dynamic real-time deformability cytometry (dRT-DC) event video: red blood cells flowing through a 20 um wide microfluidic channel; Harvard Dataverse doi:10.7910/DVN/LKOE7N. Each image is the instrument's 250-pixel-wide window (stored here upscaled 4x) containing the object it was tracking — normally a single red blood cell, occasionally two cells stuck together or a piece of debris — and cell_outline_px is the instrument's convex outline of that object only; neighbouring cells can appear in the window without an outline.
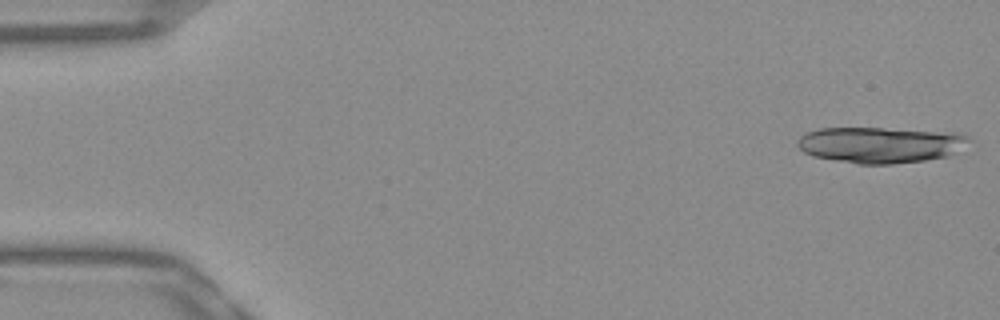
{"species": "Egyptian fruit bat (a non-hibernating species)", "species_latin": "Rousettus aegyptiacus", "temperature_condition": "warm", "stored_images_in_passage": 17, "camera_frame_rate_fps": 3000, "um_per_image_px": 0.085, "frame": {"image": 1, "passage_image": 1, "time_ms": 0.0, "image_size_px": [1000, 320], "cell_outline_px": [[972, 140], [948, 156], [924, 160], [892, 164], [860, 164], [812, 156], [804, 152], [796, 144], [796, 140], [800, 136], [808, 132], [820, 128], [880, 128], [956, 132], [968, 136]], "centroid_in_image_um": [74.81, 12.3], "position_along_channel_um": 10.2, "area_um2": 35.89}}